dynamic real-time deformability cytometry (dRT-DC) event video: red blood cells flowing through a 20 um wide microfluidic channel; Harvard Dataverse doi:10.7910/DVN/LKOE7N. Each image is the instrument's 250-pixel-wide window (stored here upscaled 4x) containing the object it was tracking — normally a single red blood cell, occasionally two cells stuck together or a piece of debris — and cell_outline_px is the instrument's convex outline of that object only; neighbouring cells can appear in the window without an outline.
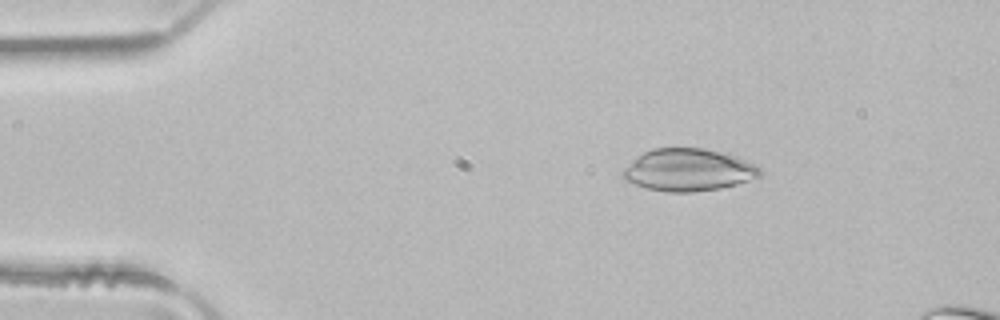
{"species": "common noctule bat (a hibernating species)", "species_latin": "Nyctalus noctula", "temperature_condition": "room temperature", "stored_images_in_passage": 4, "camera_frame_rate_fps": 3000, "um_per_image_px": 0.085, "animal": {"sex": "male", "body_mass_g": 21.5, "forearm_length_mm": 52.0}, "frame": {"image": 1, "passage_image": 2, "time_ms": 0.333, "image_size_px": [1000, 320], "cell_outline_px": [[760, 176], [736, 184], [720, 188], [692, 192], [668, 192], [644, 188], [624, 180], [620, 176], [620, 172], [636, 156], [652, 148], [704, 148], [724, 152], [736, 156], [756, 164], [760, 168]], "centroid_in_image_um": [58.46, 14.44], "position_along_channel_um": 26.5, "area_um2": 34.04}}